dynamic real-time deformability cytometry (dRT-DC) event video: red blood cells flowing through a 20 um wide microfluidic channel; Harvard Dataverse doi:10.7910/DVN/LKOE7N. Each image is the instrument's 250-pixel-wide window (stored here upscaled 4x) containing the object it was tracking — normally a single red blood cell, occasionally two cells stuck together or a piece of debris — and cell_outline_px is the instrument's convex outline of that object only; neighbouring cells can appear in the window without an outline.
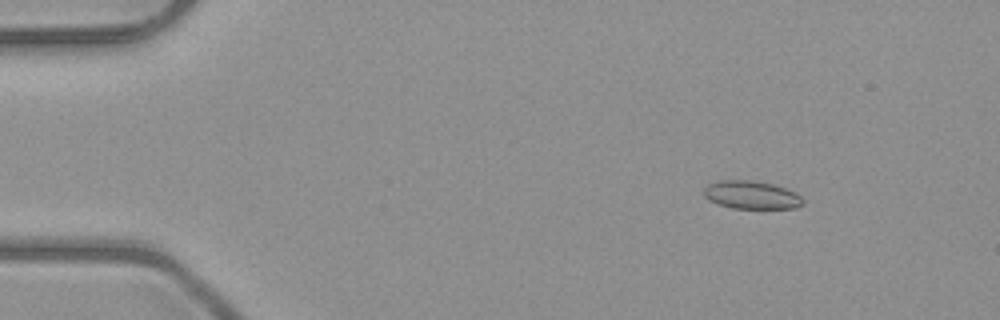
{"species": "common noctule bat (a hibernating species)", "species_latin": "Nyctalus noctula", "temperature_condition": "room temperature", "stored_images_in_passage": 52, "camera_frame_rate_fps": 3000, "um_per_image_px": 0.085, "animal": {"sex": "male", "body_mass_g": 23.1, "forearm_length_mm": 52.7}, "frame": {"image": 1, "passage_image": 7, "time_ms": 2.0, "image_size_px": [1000, 320], "cell_outline_px": [[804, 204], [796, 208], [732, 208], [708, 200], [704, 196], [704, 188], [708, 184], [720, 180], [752, 180], [772, 184], [796, 192], [804, 200]], "centroid_in_image_um": [63.88, 16.57], "position_along_channel_um": 21.1, "area_um2": 16.18}}
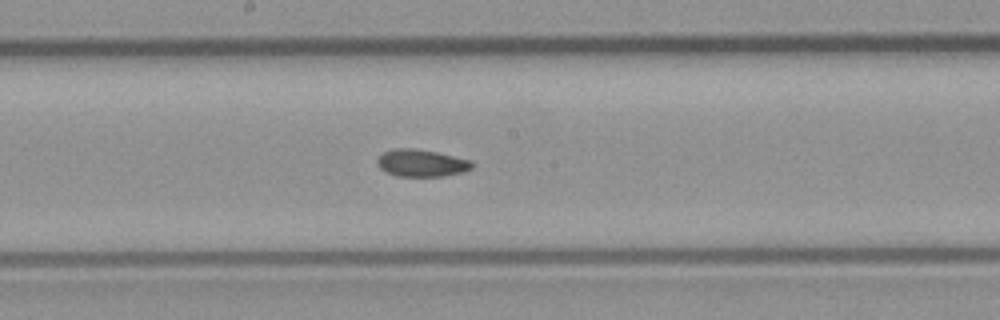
{"frame": {"image": 2, "passage_image": 28, "time_ms": 9.0, "image_size_px": [1000, 320], "cell_outline_px": [[476, 164], [472, 168], [464, 172], [444, 176], [396, 176], [384, 172], [376, 164], [376, 160], [384, 152], [396, 148], [412, 148], [436, 152], [472, 160]], "centroid_in_image_um": [35.84, 13.87], "position_along_channel_um": 212.4, "area_um2": 15.2}}
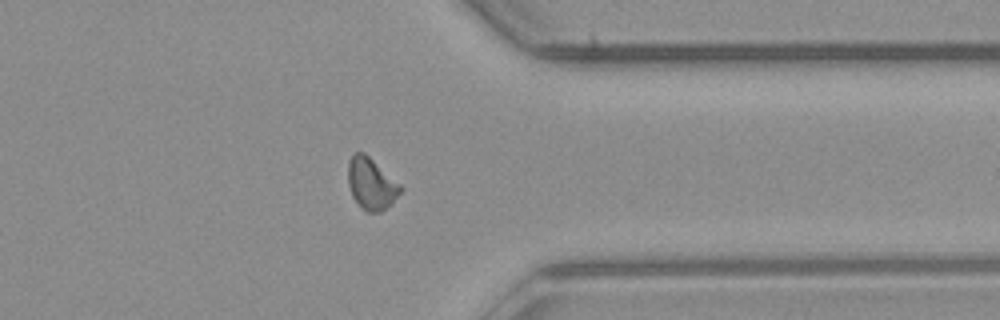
{"frame": {"image": 3, "passage_image": 41, "time_ms": 13.333, "image_size_px": [1000, 320], "cell_outline_px": [[404, 188], [380, 212], [368, 212], [360, 208], [352, 196], [348, 184], [348, 160], [356, 152], [364, 152], [400, 184]], "centroid_in_image_um": [31.52, 15.6], "position_along_channel_um": 379.9, "area_um2": 15.49}, "authors_computed_cell_mechanics": {"area_um2": 15.2881, "velocity_mm_per_s": 4.0331, "shape_relaxation_time_tau1_ms": null, "shape_relaxation_time_tau2_ms": 3.8753, "deformation_change_tau1": null, "deformation_change_tau2": 0.089}}